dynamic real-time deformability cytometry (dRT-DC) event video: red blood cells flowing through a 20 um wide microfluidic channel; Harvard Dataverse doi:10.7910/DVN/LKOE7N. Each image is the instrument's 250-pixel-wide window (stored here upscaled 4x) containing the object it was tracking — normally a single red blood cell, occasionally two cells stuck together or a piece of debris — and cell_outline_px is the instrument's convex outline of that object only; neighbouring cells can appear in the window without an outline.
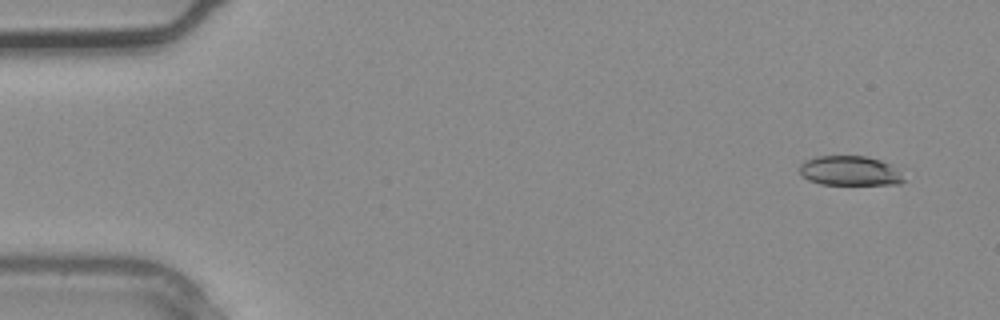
{"species": "common noctule bat (a hibernating species)", "species_latin": "Nyctalus noctula", "temperature_condition": "warm", "stored_images_in_passage": 2, "camera_frame_rate_fps": 3000, "um_per_image_px": 0.085, "animal": {"sex": "male", "body_mass_g": 20.4}, "frame": {"image": 1, "passage_image": 1, "time_ms": 0.0, "image_size_px": [1000, 320], "cell_outline_px": [[904, 180], [900, 184], [820, 184], [808, 180], [800, 172], [800, 164], [804, 160], [816, 156], [868, 156], [892, 164]], "centroid_in_image_um": [72.21, 14.51], "position_along_channel_um": 12.8, "area_um2": 17.92}}